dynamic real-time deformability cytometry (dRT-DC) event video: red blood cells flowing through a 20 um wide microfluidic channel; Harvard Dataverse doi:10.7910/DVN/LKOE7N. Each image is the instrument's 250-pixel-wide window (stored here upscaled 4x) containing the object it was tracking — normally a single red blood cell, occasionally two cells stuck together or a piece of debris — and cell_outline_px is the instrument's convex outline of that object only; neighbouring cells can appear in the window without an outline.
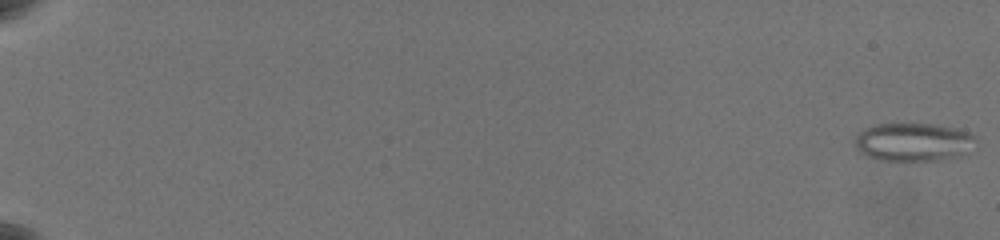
{"species": "common noctule bat (a hibernating species)", "species_latin": "Nyctalus noctula", "temperature_condition": "warm", "stored_images_in_passage": 63, "camera_frame_rate_fps": 3000, "um_per_image_px": 0.085, "animal": {"sex": "female", "body_mass_g": 19.5, "forearm_length_mm": 54.1}, "frame": {"image": 1, "passage_image": 1, "time_ms": 0.0, "image_size_px": [1000, 240], "cell_outline_px": [[976, 140], [960, 156], [936, 160], [880, 160], [868, 156], [860, 152], [856, 148], [856, 136], [864, 128], [872, 124], [936, 124], [956, 128], [968, 132], [976, 136]], "centroid_in_image_um": [77.61, 12.06], "position_along_channel_um": 7.4, "area_um2": 26.7}}
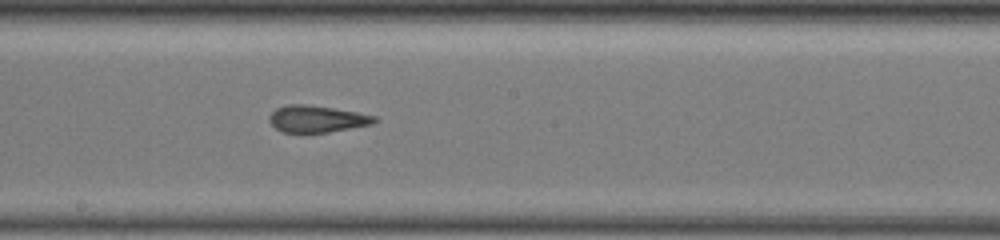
{"frame": {"image": 2, "passage_image": 39, "time_ms": 12.667, "image_size_px": [1000, 240], "cell_outline_px": [[380, 120], [372, 124], [328, 132], [280, 132], [268, 120], [268, 116], [276, 108], [288, 104], [304, 104], [332, 108], [356, 112], [376, 116]], "centroid_in_image_um": [26.92, 10.1], "position_along_channel_um": 221.3, "area_um2": 16.36}}
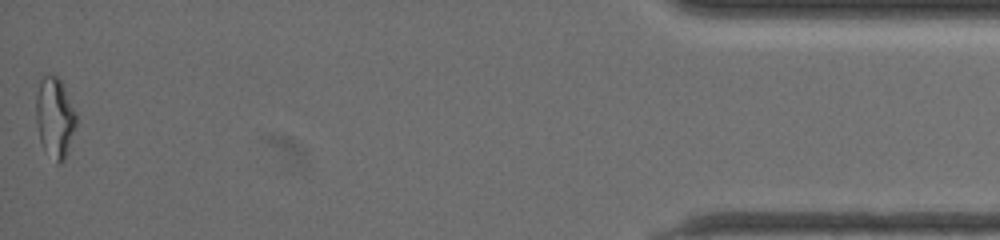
{"frame": {"image": 3, "passage_image": 63, "time_ms": 20.667, "image_size_px": [1000, 240], "cell_outline_px": [[76, 124], [64, 160], [60, 164], [56, 164], [44, 152], [40, 140], [36, 120], [36, 96], [40, 80], [44, 76], [56, 76], [60, 80], [76, 112]], "centroid_in_image_um": [4.64, 10.04], "position_along_channel_um": 430.6, "area_um2": 18.67}, "authors_computed_cell_mechanics": {"area_um2": 18.0914, "velocity_mm_per_s": 3.5542, "shape_relaxation_time_tau1_ms": null, "shape_relaxation_time_tau2_ms": 2.0401, "deformation_change_tau1": null, "deformation_change_tau2": 0.1062}}